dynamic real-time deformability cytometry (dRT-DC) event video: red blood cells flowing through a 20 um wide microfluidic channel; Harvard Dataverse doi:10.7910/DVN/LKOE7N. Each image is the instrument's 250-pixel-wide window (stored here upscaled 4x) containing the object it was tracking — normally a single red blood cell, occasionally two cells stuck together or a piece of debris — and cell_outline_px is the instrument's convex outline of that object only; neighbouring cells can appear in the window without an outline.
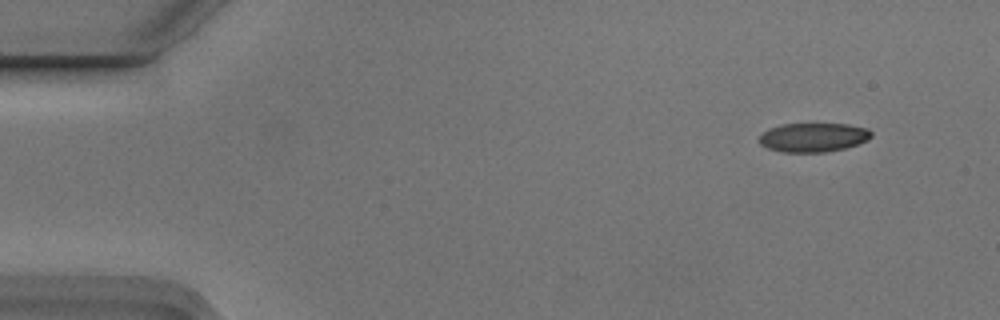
{"species": "Egyptian fruit bat (a non-hibernating species)", "species_latin": "Rousettus aegyptiacus", "temperature_condition": "cold", "stored_images_in_passage": 4, "camera_frame_rate_fps": 3000, "um_per_image_px": 0.085, "animal": {"sex": "male"}, "frame": {"image": 1, "passage_image": 1, "time_ms": 0.0, "image_size_px": [1000, 320], "cell_outline_px": [[872, 136], [868, 140], [844, 148], [824, 152], [780, 152], [768, 148], [760, 144], [756, 140], [764, 132], [780, 124], [848, 124], [868, 128], [872, 132]], "centroid_in_image_um": [69.13, 11.68], "position_along_channel_um": 15.9, "area_um2": 18.96}}
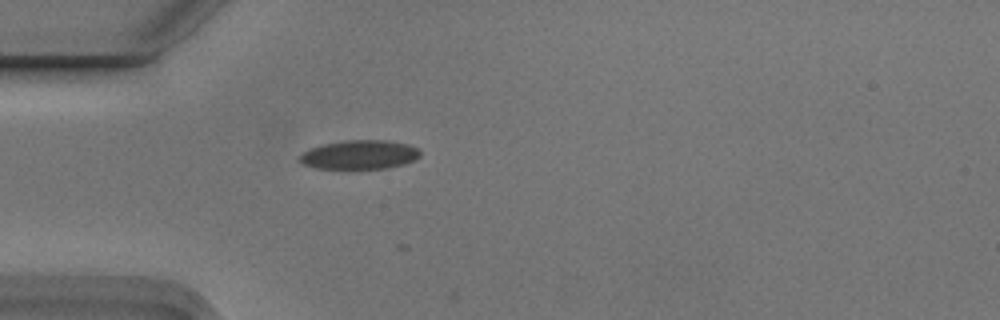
{"frame": {"image": 2, "passage_image": 4, "time_ms": 1.0, "image_size_px": [1000, 320], "cell_outline_px": [[420, 156], [416, 160], [404, 164], [388, 168], [316, 168], [304, 164], [296, 160], [304, 152], [312, 148], [324, 144], [344, 140], [384, 140], [408, 144], [416, 148], [420, 152]], "centroid_in_image_um": [30.58, 13.15], "position_along_channel_um": 54.4, "area_um2": 20.23}}